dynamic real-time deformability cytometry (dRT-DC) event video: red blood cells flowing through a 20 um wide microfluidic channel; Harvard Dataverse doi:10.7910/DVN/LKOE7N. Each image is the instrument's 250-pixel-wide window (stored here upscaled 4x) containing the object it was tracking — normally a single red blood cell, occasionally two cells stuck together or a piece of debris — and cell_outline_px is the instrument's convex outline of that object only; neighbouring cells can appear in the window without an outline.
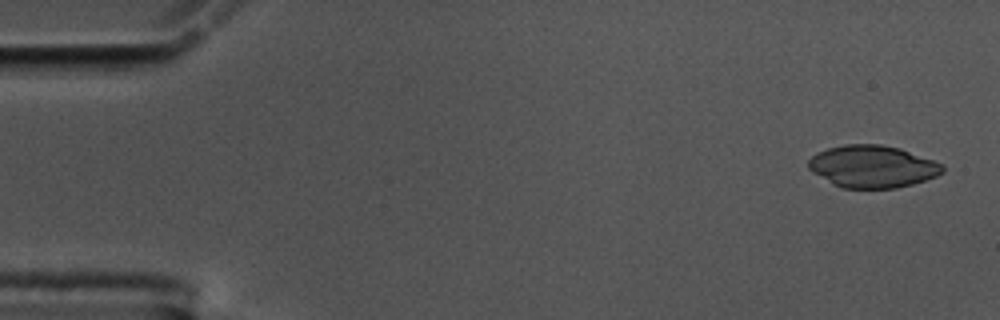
{"species": "common noctule bat (a hibernating species)", "species_latin": "Nyctalus noctula", "temperature_condition": "cold", "stored_images_in_passage": 55, "camera_frame_rate_fps": 3000, "um_per_image_px": 0.085, "animal": {"sex": "male", "body_mass_g": 17.5, "forearm_length_mm": 52.3}, "frame": {"image": 1, "passage_image": 2, "time_ms": 0.333, "image_size_px": [1000, 320], "cell_outline_px": [[944, 172], [936, 176], [912, 184], [896, 188], [840, 188], [832, 184], [812, 172], [808, 168], [808, 160], [816, 152], [828, 148], [844, 144], [880, 144], [900, 148], [944, 164]], "centroid_in_image_um": [74.14, 14.15], "position_along_channel_um": 10.9, "area_um2": 33.18}}